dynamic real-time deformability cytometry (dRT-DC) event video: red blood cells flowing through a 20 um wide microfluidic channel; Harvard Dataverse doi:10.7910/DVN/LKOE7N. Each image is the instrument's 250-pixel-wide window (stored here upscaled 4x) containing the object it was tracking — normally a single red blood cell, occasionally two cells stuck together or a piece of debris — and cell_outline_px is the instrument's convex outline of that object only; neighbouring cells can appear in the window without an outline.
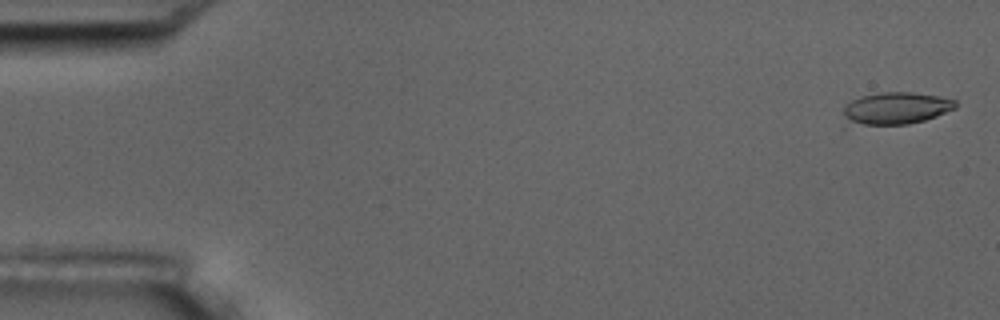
{"species": "common noctule bat (a hibernating species)", "species_latin": "Nyctalus noctula", "temperature_condition": "room temperature", "stored_images_in_passage": 5, "camera_frame_rate_fps": 3000, "um_per_image_px": 0.085, "animal": {"sex": "male", "body_mass_g": 17.5, "forearm_length_mm": 52.3}, "frame": {"image": 1, "passage_image": 1, "time_ms": 0.0, "image_size_px": [1000, 320], "cell_outline_px": [[956, 108], [936, 116], [924, 120], [908, 124], [844, 128], [844, 108], [852, 100], [860, 96], [884, 92], [912, 92], [940, 96], [956, 100]], "centroid_in_image_um": [76.04, 9.26], "position_along_channel_um": 9.0, "area_um2": 21.85}}
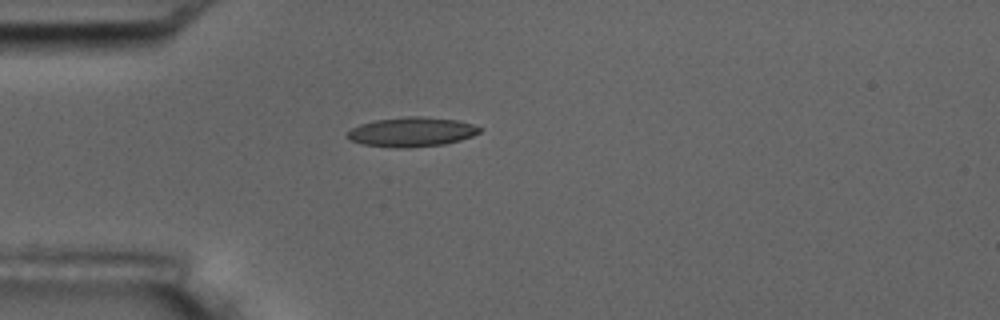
{"frame": {"image": 2, "passage_image": 5, "time_ms": 4.667, "image_size_px": [1000, 320], "cell_outline_px": [[484, 128], [480, 132], [472, 136], [460, 140], [444, 144], [408, 148], [396, 148], [364, 144], [352, 140], [344, 136], [352, 128], [360, 124], [376, 120], [408, 116], [420, 116], [456, 120], [472, 124]], "centroid_in_image_um": [35.01, 11.21], "position_along_channel_um": 50.0, "area_um2": 22.66}}